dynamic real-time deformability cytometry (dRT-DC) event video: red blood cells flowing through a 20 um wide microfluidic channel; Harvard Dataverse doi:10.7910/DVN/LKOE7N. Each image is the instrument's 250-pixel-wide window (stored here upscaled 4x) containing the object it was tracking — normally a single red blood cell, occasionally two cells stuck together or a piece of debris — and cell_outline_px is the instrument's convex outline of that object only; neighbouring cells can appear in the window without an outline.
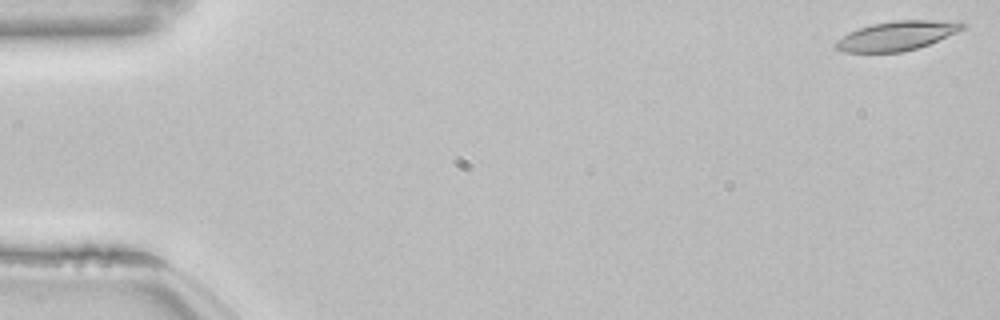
{"species": "common noctule bat (a hibernating species)", "species_latin": "Nyctalus noctula", "temperature_condition": "room temperature", "stored_images_in_passage": 53, "camera_frame_rate_fps": 3000, "um_per_image_px": 0.085, "animal": {"sex": "female", "body_mass_g": 22.7, "forearm_length_mm": 54.2}, "frame": {"image": 1, "passage_image": 1, "time_ms": 0.0, "image_size_px": [1000, 320], "cell_outline_px": [[964, 28], [956, 32], [928, 44], [916, 48], [900, 52], [844, 52], [836, 48], [832, 44], [836, 40], [848, 32], [872, 24], [892, 20], [960, 20], [964, 24]], "centroid_in_image_um": [76.21, 3.02], "position_along_channel_um": 8.8, "area_um2": 21.62}}
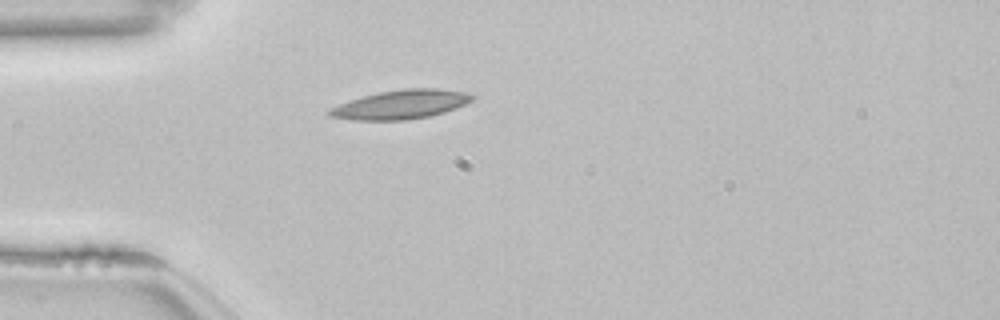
{"frame": {"image": 2, "passage_image": 15, "time_ms": 4.667, "image_size_px": [1000, 320], "cell_outline_px": [[476, 96], [472, 100], [456, 108], [444, 112], [428, 116], [404, 120], [352, 120], [328, 116], [324, 112], [328, 108], [348, 100], [380, 92], [404, 88], [440, 88], [464, 92]], "centroid_in_image_um": [34.01, 8.88], "position_along_channel_um": 51.0, "area_um2": 24.22}}
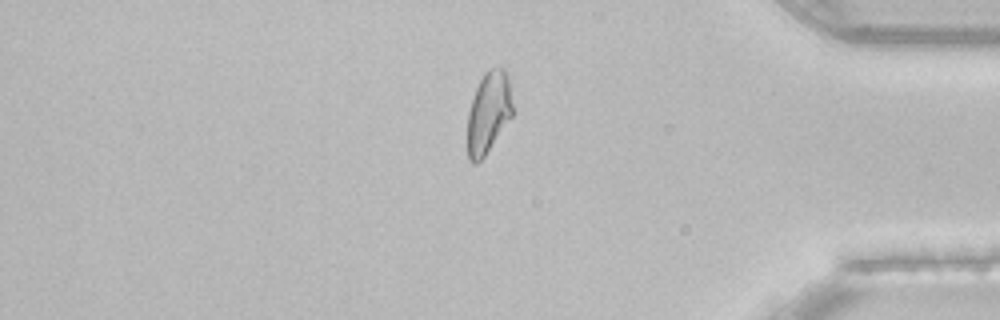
{"frame": {"image": 3, "passage_image": 45, "time_ms": 14.667, "image_size_px": [1000, 320], "cell_outline_px": [[516, 112], [484, 156], [476, 164], [472, 164], [468, 160], [468, 112], [476, 88], [480, 80], [488, 68], [504, 68], [508, 76]], "centroid_in_image_um": [41.57, 9.56], "position_along_channel_um": 393.6, "area_um2": 21.79}, "authors_computed_cell_mechanics": {"area_um2": 21.9062, "velocity_mm_per_s": 3.8316, "shape_relaxation_time_tau1_ms": null, "shape_relaxation_time_tau2_ms": 5.6007, "deformation_change_tau1": null, "deformation_change_tau2": 0.1222}}